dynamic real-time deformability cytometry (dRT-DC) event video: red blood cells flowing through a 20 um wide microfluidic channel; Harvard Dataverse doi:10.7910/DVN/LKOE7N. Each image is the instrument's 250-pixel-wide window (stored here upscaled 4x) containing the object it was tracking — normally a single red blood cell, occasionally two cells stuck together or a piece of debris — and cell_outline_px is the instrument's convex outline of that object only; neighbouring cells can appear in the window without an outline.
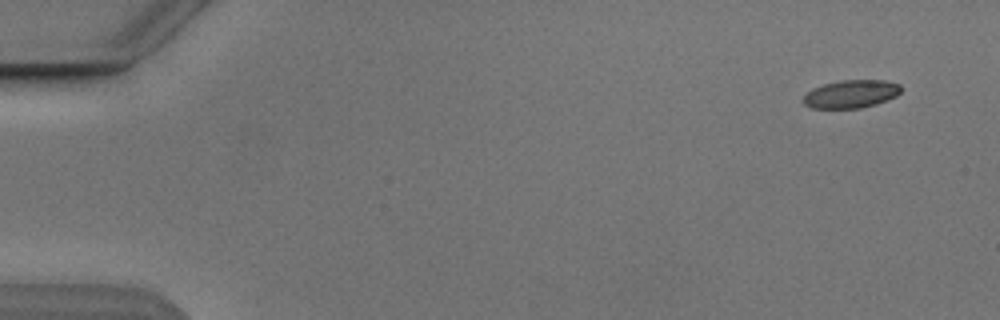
{"species": "Egyptian fruit bat (a non-hibernating species)", "species_latin": "Rousettus aegyptiacus", "temperature_condition": "cold", "stored_images_in_passage": 6, "camera_frame_rate_fps": 3000, "um_per_image_px": 0.085, "animal": {"sex": "male"}, "frame": {"image": 1, "passage_image": 1, "time_ms": 0.0, "image_size_px": [1000, 320], "cell_outline_px": [[900, 92], [896, 96], [888, 100], [876, 104], [860, 108], [812, 108], [804, 104], [800, 100], [812, 88], [824, 84], [840, 80], [884, 80], [900, 84]], "centroid_in_image_um": [72.32, 7.99], "position_along_channel_um": 12.7, "area_um2": 16.01}}
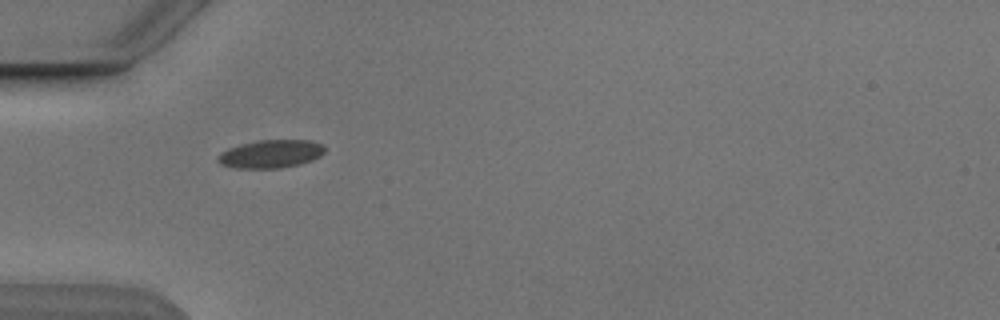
{"frame": {"image": 2, "passage_image": 5, "time_ms": 4.667, "image_size_px": [1000, 320], "cell_outline_px": [[324, 152], [320, 156], [312, 160], [300, 164], [280, 168], [236, 168], [220, 164], [216, 160], [216, 156], [220, 152], [228, 148], [260, 140], [308, 140], [324, 144]], "centroid_in_image_um": [23.0, 13.09], "position_along_channel_um": 62.0, "area_um2": 17.51}}
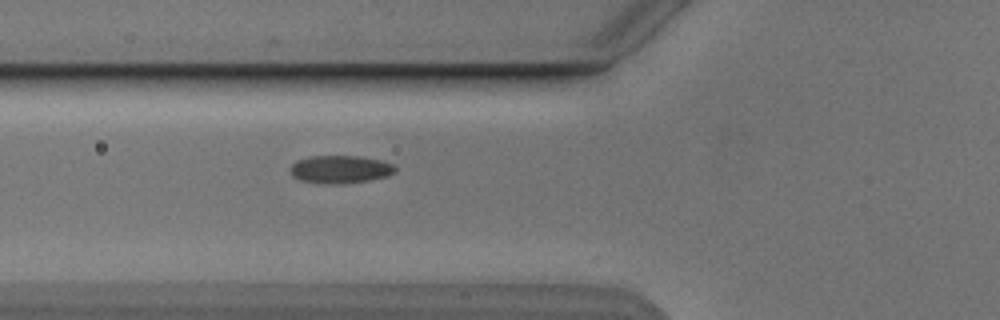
{"frame": {"image": 3, "passage_image": 6, "time_ms": 5.667, "image_size_px": [1000, 320], "cell_outline_px": [[396, 172], [388, 176], [368, 180], [344, 184], [320, 184], [300, 180], [292, 176], [288, 168], [296, 160], [308, 156], [360, 156], [380, 160], [396, 164]], "centroid_in_image_um": [28.9, 14.4], "position_along_channel_um": 96.9, "area_um2": 17.46}}